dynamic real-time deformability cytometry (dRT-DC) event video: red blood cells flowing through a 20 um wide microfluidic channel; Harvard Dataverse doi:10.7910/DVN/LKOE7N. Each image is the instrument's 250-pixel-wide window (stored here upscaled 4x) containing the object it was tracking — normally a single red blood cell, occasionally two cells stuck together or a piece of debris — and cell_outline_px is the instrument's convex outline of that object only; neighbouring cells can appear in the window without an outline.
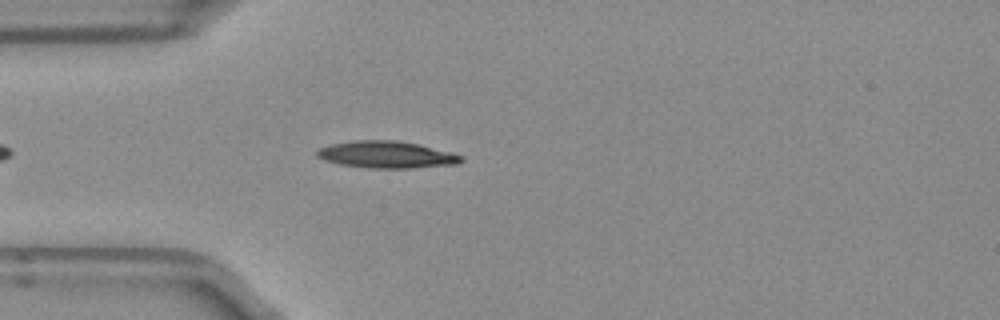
{"species": "Egyptian fruit bat (a non-hibernating species)", "species_latin": "Rousettus aegyptiacus", "temperature_condition": "room temperature", "stored_images_in_passage": 43, "camera_frame_rate_fps": 3000, "um_per_image_px": 0.085, "frame": {"image": 1, "passage_image": 6, "time_ms": 1.667, "image_size_px": [1000, 320], "cell_outline_px": [[464, 160], [456, 164], [412, 168], [368, 168], [340, 164], [324, 160], [316, 156], [316, 152], [320, 148], [332, 144], [352, 140], [396, 140], [416, 144], [452, 152], [464, 156]], "centroid_in_image_um": [32.86, 13.14], "position_along_channel_um": 52.1, "area_um2": 22.6}}
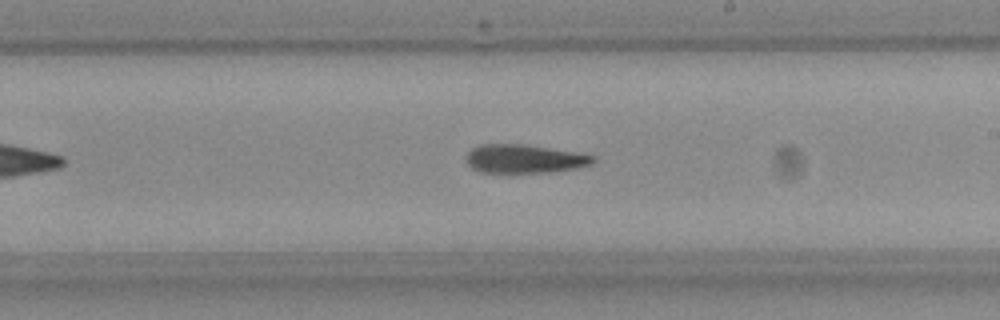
{"frame": {"image": 2, "passage_image": 21, "time_ms": 6.667, "image_size_px": [1000, 320], "cell_outline_px": [[596, 160], [592, 164], [576, 168], [548, 172], [480, 172], [472, 168], [464, 160], [464, 156], [472, 148], [480, 144], [524, 144], [596, 156]], "centroid_in_image_um": [44.52, 13.49], "position_along_channel_um": 244.5, "area_um2": 21.04}}
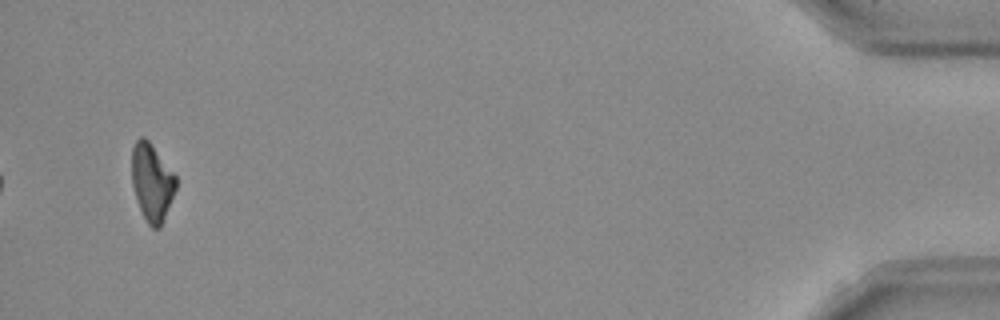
{"frame": {"image": 3, "passage_image": 41, "time_ms": 13.333, "image_size_px": [1000, 320], "cell_outline_px": [[176, 188], [160, 228], [152, 228], [148, 224], [136, 200], [132, 184], [132, 148], [136, 140], [140, 136], [144, 136], [152, 144], [176, 176]], "centroid_in_image_um": [12.9, 15.46], "position_along_channel_um": 422.3, "area_um2": 19.77}, "authors_computed_cell_mechanics": {"area_um2": 21.2704, "velocity_mm_per_s": 3.9712, "shape_relaxation_time_tau1_ms": 9.6575, "shape_relaxation_time_tau2_ms": null, "deformation_change_tau1": 0.2394, "deformation_change_tau2": null}}